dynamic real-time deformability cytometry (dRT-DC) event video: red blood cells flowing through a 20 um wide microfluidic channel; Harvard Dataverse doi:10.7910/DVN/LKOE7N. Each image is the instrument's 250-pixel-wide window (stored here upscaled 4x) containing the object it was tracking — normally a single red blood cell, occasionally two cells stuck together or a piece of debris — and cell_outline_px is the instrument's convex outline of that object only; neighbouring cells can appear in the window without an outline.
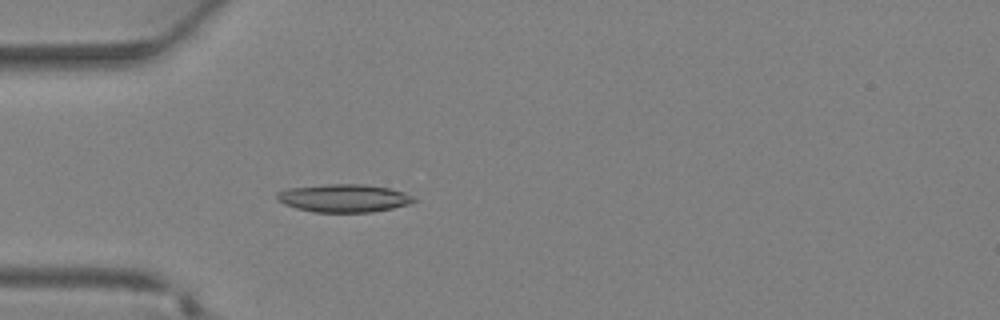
{"species": "Egyptian fruit bat (a non-hibernating species)", "species_latin": "Rousettus aegyptiacus", "temperature_condition": "warm", "stored_images_in_passage": 27, "camera_frame_rate_fps": 3000, "um_per_image_px": 0.085, "animal": {"sex": "female"}, "frame": {"image": 1, "passage_image": 1, "time_ms": 0.0, "image_size_px": [1000, 320], "cell_outline_px": [[416, 200], [408, 204], [392, 208], [372, 212], [312, 212], [296, 208], [284, 204], [276, 196], [276, 192], [284, 188], [324, 184], [364, 184], [388, 188], [404, 192], [416, 196]], "centroid_in_image_um": [29.21, 16.83], "position_along_channel_um": 55.8, "area_um2": 22.48}}
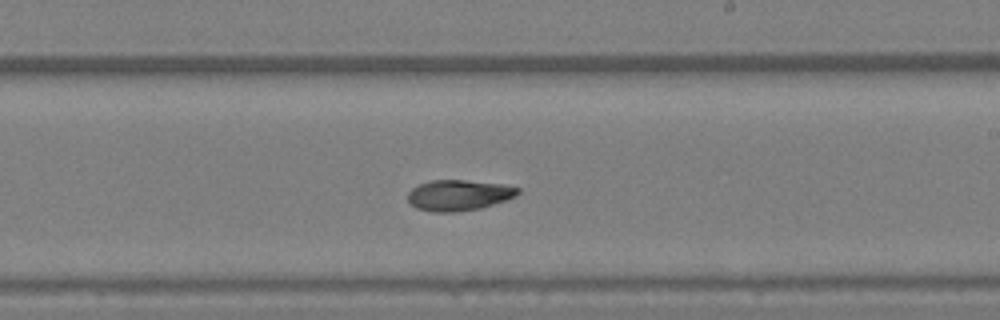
{"frame": {"image": 2, "passage_image": 12, "time_ms": 3.667, "image_size_px": [1000, 320], "cell_outline_px": [[520, 192], [516, 196], [480, 208], [452, 212], [436, 212], [416, 208], [408, 200], [408, 192], [412, 188], [420, 184], [432, 180], [464, 180], [504, 184], [520, 188]], "centroid_in_image_um": [39.0, 16.58], "position_along_channel_um": 250.0, "area_um2": 19.54}}
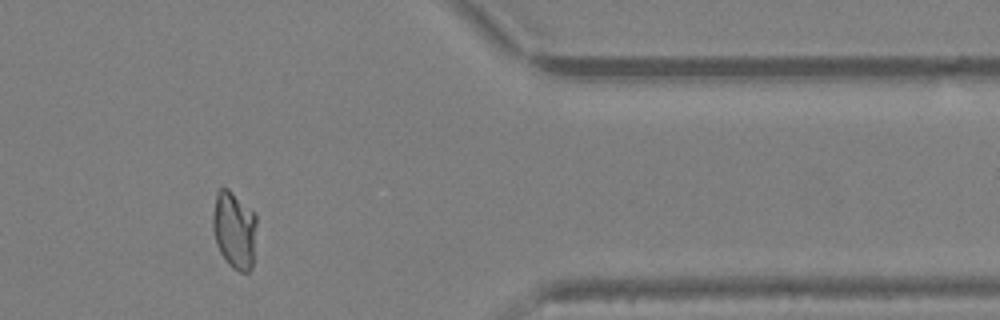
{"frame": {"image": 3, "passage_image": 21, "time_ms": 6.667, "image_size_px": [1000, 320], "cell_outline_px": [[256, 224], [252, 268], [248, 272], [240, 272], [232, 268], [228, 264], [220, 252], [216, 244], [212, 228], [212, 216], [216, 192], [220, 188], [228, 188], [256, 216]], "centroid_in_image_um": [19.89, 19.56], "position_along_channel_um": 391.5, "area_um2": 19.71}}